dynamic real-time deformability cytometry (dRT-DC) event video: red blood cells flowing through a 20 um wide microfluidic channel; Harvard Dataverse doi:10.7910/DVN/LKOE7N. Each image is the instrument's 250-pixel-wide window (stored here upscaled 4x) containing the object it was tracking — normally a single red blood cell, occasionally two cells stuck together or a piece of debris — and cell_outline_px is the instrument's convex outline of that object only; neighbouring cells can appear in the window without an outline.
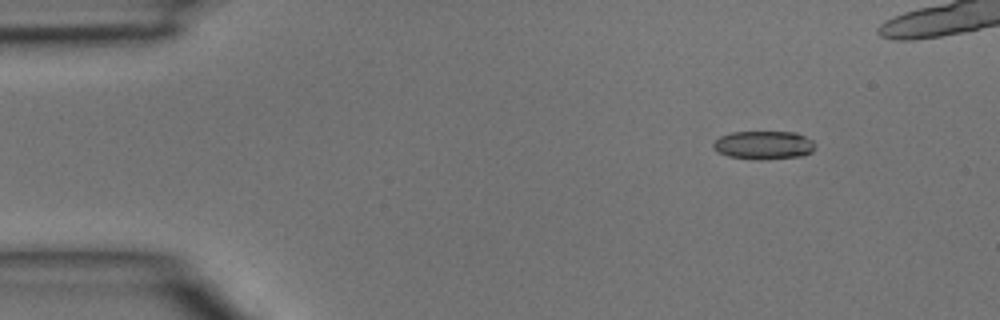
{"species": "common noctule bat (a hibernating species)", "species_latin": "Nyctalus noctula", "temperature_condition": "room temperature", "stored_images_in_passage": 5, "camera_frame_rate_fps": 3000, "um_per_image_px": 0.085, "animal": {"sex": "male", "body_mass_g": 15.6}, "frame": {"image": 1, "passage_image": 1, "time_ms": 0.0, "image_size_px": [1000, 320], "cell_outline_px": [[812, 152], [804, 156], [760, 160], [756, 160], [728, 156], [720, 152], [712, 144], [720, 136], [732, 132], [796, 132], [812, 140]], "centroid_in_image_um": [64.92, 12.34], "position_along_channel_um": 20.1, "area_um2": 16.7}}
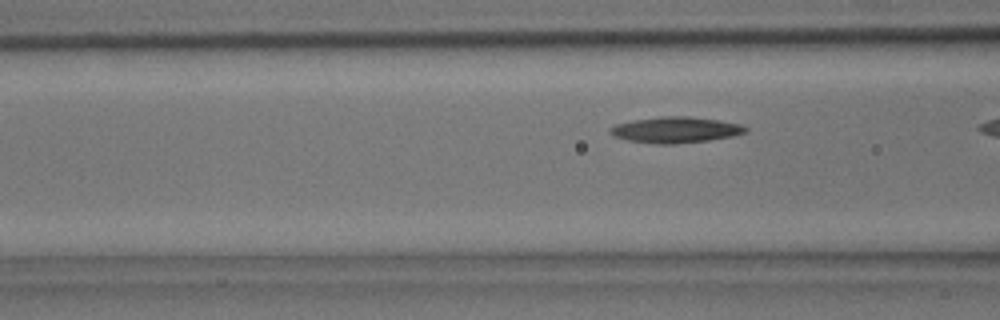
{"frame": {"image": 2, "passage_image": 5, "time_ms": 1.333, "image_size_px": [1000, 320], "cell_outline_px": [[748, 132], [732, 136], [708, 140], [676, 144], [656, 144], [628, 140], [612, 136], [608, 132], [608, 128], [616, 124], [632, 120], [660, 116], [688, 116], [720, 120], [740, 124], [748, 128]], "centroid_in_image_um": [57.4, 11.03], "position_along_channel_um": 109.2, "area_um2": 20.69}}